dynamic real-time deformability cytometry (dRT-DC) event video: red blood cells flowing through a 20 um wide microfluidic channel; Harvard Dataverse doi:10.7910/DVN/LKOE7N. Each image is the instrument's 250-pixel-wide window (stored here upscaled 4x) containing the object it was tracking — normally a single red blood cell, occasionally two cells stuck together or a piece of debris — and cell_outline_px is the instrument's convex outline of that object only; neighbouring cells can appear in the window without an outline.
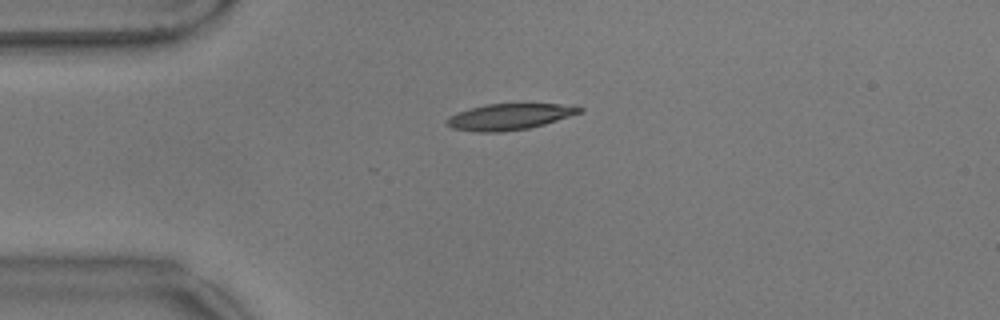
{"species": "common noctule bat (a hibernating species)", "species_latin": "Nyctalus noctula", "temperature_condition": "warm", "stored_images_in_passage": 44, "camera_frame_rate_fps": 3000, "um_per_image_px": 0.085, "animal": {"sex": "male", "body_mass_g": 17.9}, "frame": {"image": 1, "passage_image": 1, "time_ms": 0.0, "image_size_px": [1000, 320], "cell_outline_px": [[584, 112], [544, 124], [528, 128], [500, 132], [480, 132], [452, 128], [448, 124], [448, 120], [456, 112], [488, 104], [576, 104], [584, 108]], "centroid_in_image_um": [43.42, 9.91], "position_along_channel_um": 41.6, "area_um2": 20.06}}
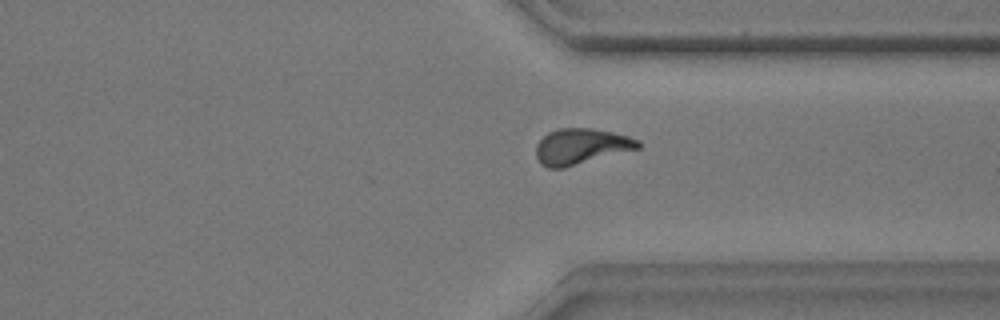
{"frame": {"image": 2, "passage_image": 30, "time_ms": 9.667, "image_size_px": [1000, 320], "cell_outline_px": [[640, 148], [564, 168], [548, 168], [540, 164], [536, 156], [536, 144], [548, 132], [556, 128], [592, 128], [612, 132], [628, 136], [640, 140]], "centroid_in_image_um": [49.37, 12.44], "position_along_channel_um": 362.0, "area_um2": 21.39}}
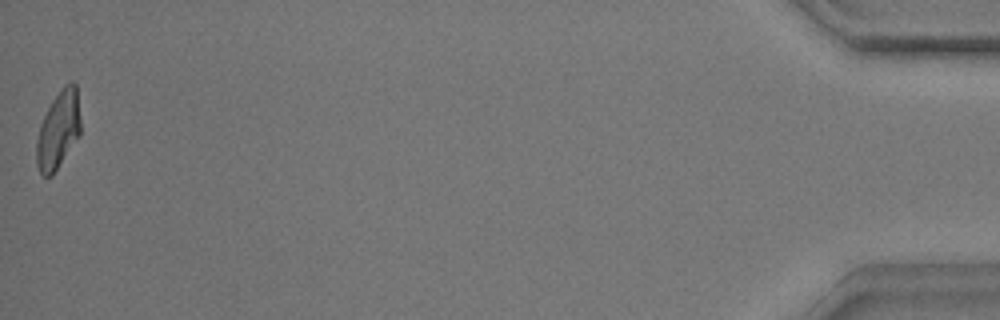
{"frame": {"image": 3, "passage_image": 44, "time_ms": 14.333, "image_size_px": [1000, 320], "cell_outline_px": [[80, 136], [52, 176], [44, 176], [40, 172], [36, 164], [36, 140], [40, 124], [52, 100], [64, 84], [72, 80], [76, 84], [80, 120]], "centroid_in_image_um": [4.96, 11.05], "position_along_channel_um": 430.2, "area_um2": 20.06}, "authors_computed_cell_mechanics": {"area_um2": 20.6346, "velocity_mm_per_s": 3.5402, "shape_relaxation_time_tau1_ms": 5.4174, "shape_relaxation_time_tau2_ms": 2.1696, "deformation_change_tau1": 0.2077, "deformation_change_tau2": 0.1036}}